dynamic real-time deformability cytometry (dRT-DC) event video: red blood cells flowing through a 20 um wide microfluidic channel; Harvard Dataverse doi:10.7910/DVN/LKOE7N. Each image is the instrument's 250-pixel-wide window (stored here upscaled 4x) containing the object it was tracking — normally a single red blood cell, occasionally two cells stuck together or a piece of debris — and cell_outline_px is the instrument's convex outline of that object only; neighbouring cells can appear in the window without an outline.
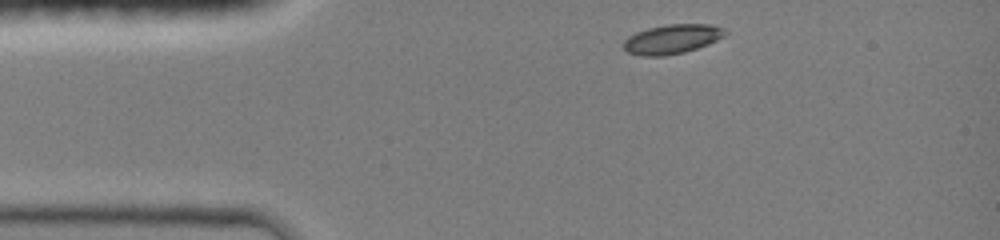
{"species": "common noctule bat (a hibernating species)", "species_latin": "Nyctalus noctula", "temperature_condition": "room temperature", "stored_images_in_passage": 34, "camera_frame_rate_fps": 3000, "um_per_image_px": 0.085, "animal": {"sex": "female", "body_mass_g": 19.0, "forearm_length_mm": 51.5}, "frame": {"image": 1, "passage_image": 1, "time_ms": 0.0, "image_size_px": [1000, 240], "cell_outline_px": [[728, 32], [724, 36], [708, 44], [684, 52], [664, 56], [640, 56], [628, 52], [624, 48], [624, 40], [628, 36], [636, 32], [648, 28], [668, 24], [712, 24], [724, 28]], "centroid_in_image_um": [57.13, 3.32], "position_along_channel_um": 27.9, "area_um2": 17.4}}
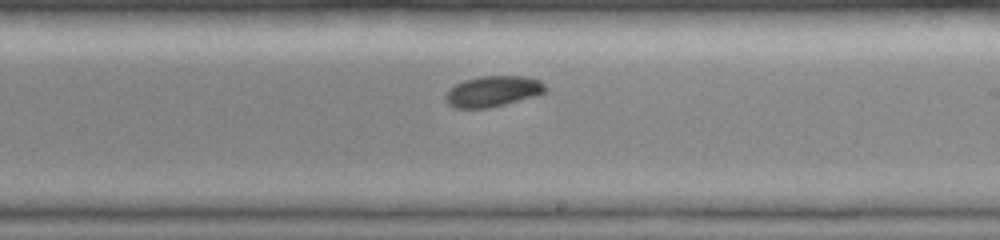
{"frame": {"image": 2, "passage_image": 20, "time_ms": 6.333, "image_size_px": [1000, 240], "cell_outline_px": [[544, 92], [536, 96], [488, 108], [456, 108], [448, 104], [444, 100], [444, 96], [456, 84], [464, 80], [480, 76], [524, 76], [540, 80], [544, 84]], "centroid_in_image_um": [41.88, 7.76], "position_along_channel_um": 247.1, "area_um2": 17.74}}
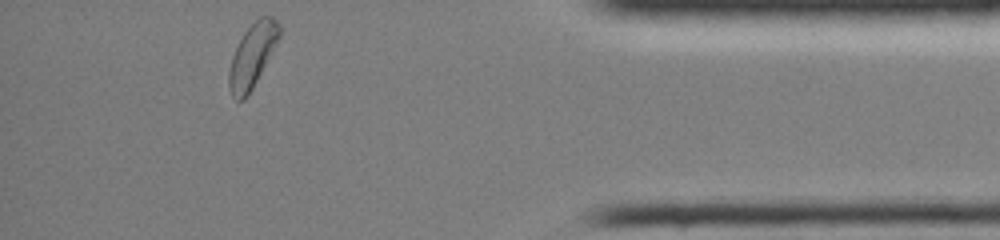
{"frame": {"image": 3, "passage_image": 34, "time_ms": 11.0, "image_size_px": [1000, 240], "cell_outline_px": [[284, 28], [272, 52], [252, 88], [244, 100], [236, 100], [232, 96], [228, 88], [228, 72], [232, 56], [244, 32], [260, 16], [272, 16]], "centroid_in_image_um": [21.46, 4.7], "position_along_channel_um": 413.7, "area_um2": 18.55}, "authors_computed_cell_mechanics": {"area_um2": 17.9469, "velocity_mm_per_s": 4.1706, "shape_relaxation_time_tau1_ms": 2.2926, "shape_relaxation_time_tau2_ms": null, "deformation_change_tau1": 0.0784, "deformation_change_tau2": null}}